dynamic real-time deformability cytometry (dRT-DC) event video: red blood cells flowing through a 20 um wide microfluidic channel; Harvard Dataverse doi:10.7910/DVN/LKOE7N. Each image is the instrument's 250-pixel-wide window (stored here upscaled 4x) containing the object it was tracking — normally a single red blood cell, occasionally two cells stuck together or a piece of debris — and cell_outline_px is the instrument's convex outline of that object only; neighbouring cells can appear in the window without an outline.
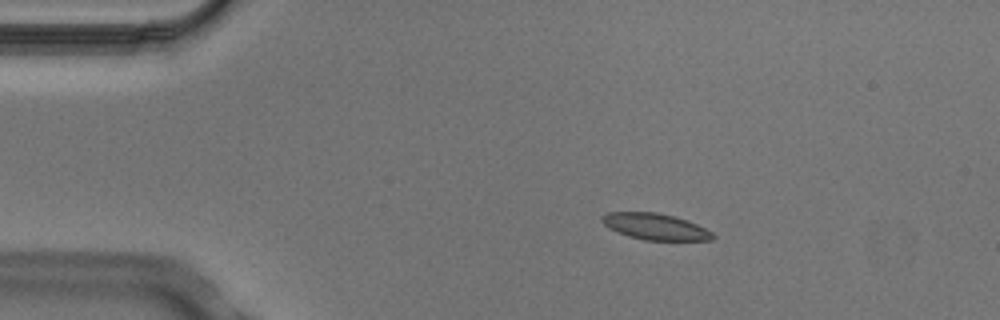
{"species": "Egyptian fruit bat (a non-hibernating species)", "species_latin": "Rousettus aegyptiacus", "temperature_condition": "cold", "stored_images_in_passage": 4, "camera_frame_rate_fps": 3000, "um_per_image_px": 0.085, "animal": {"sex": "male"}, "frame": {"image": 1, "passage_image": 3, "time_ms": 0.667, "image_size_px": [1000, 320], "cell_outline_px": [[716, 236], [712, 240], [644, 240], [628, 236], [608, 228], [600, 220], [600, 216], [608, 212], [656, 212], [688, 220], [712, 232]], "centroid_in_image_um": [55.67, 19.26], "position_along_channel_um": 29.3, "area_um2": 16.99}}